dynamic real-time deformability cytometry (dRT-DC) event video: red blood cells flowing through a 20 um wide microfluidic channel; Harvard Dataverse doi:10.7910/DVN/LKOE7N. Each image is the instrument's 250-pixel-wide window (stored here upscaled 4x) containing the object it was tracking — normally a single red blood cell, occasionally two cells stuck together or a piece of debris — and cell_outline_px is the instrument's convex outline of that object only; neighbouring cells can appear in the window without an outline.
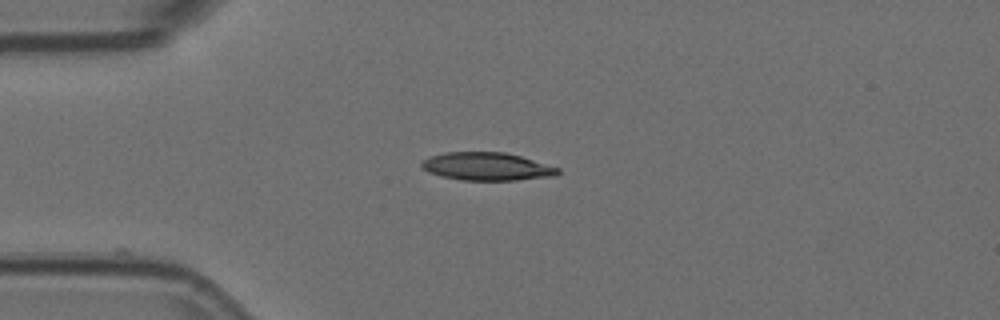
{"species": "Egyptian fruit bat (a non-hibernating species)", "species_latin": "Rousettus aegyptiacus", "temperature_condition": "room temperature", "stored_images_in_passage": 4, "camera_frame_rate_fps": 3000, "um_per_image_px": 0.085, "animal": {"sex": "female"}, "frame": {"image": 1, "passage_image": 1, "time_ms": 0.0, "image_size_px": [1000, 320], "cell_outline_px": [[560, 172], [556, 176], [516, 180], [464, 180], [440, 176], [428, 172], [420, 164], [420, 160], [444, 152], [504, 152], [520, 156], [560, 168]], "centroid_in_image_um": [41.38, 14.15], "position_along_channel_um": 43.6, "area_um2": 22.2}}